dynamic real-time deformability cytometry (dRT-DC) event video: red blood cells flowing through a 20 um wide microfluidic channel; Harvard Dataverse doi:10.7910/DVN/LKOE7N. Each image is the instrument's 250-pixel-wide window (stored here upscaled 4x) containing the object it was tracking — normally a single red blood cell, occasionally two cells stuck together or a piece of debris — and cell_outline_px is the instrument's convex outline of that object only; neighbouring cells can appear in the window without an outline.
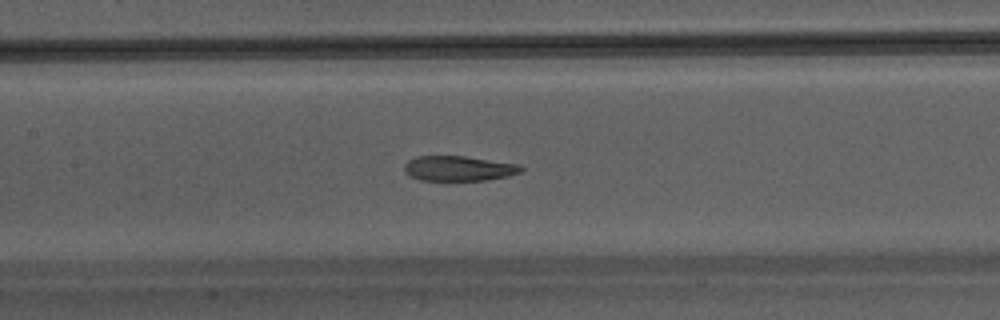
{"species": "Egyptian fruit bat (a non-hibernating species)", "species_latin": "Rousettus aegyptiacus", "temperature_condition": "warm", "stored_images_in_passage": 35, "camera_frame_rate_fps": 3000, "um_per_image_px": 0.085, "animal": {"sex": "male"}, "frame": {"image": 1, "passage_image": 11, "time_ms": 3.333, "image_size_px": [1000, 320], "cell_outline_px": [[524, 168], [520, 172], [508, 176], [484, 180], [420, 180], [404, 172], [404, 164], [408, 160], [416, 156], [464, 156], [520, 164]], "centroid_in_image_um": [38.98, 14.31], "position_along_channel_um": 168.4, "area_um2": 16.99}}